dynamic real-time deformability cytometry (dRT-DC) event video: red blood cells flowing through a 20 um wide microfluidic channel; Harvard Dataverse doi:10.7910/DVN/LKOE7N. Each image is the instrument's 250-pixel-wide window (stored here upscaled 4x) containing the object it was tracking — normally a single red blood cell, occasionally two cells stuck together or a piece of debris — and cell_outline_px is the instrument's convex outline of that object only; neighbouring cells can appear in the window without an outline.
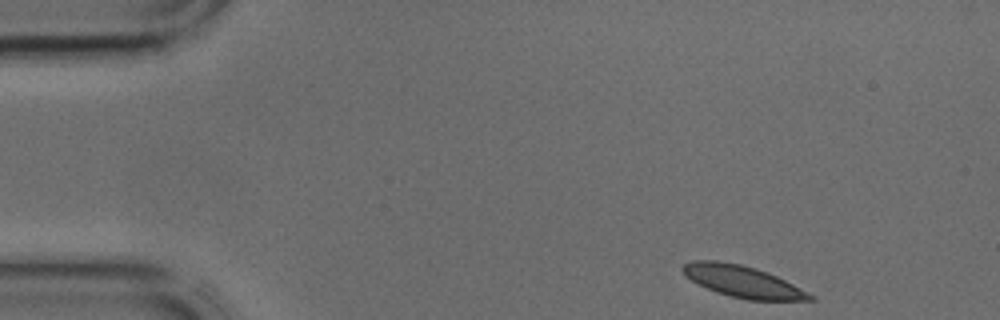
{"species": "common noctule bat (a hibernating species)", "species_latin": "Nyctalus noctula", "temperature_condition": "cold", "stored_images_in_passage": 39, "camera_frame_rate_fps": 3000, "um_per_image_px": 0.085, "animal": {"sex": "male", "body_mass_g": 17.9, "forearm_length_mm": 54.2}, "frame": {"image": 1, "passage_image": 1, "time_ms": 0.0, "image_size_px": [1000, 320], "cell_outline_px": [[816, 300], [748, 300], [716, 292], [692, 280], [680, 268], [684, 264], [692, 260], [716, 260], [740, 264], [756, 268], [768, 272], [816, 296]], "centroid_in_image_um": [63.15, 23.92], "position_along_channel_um": 21.8, "area_um2": 23.18}}
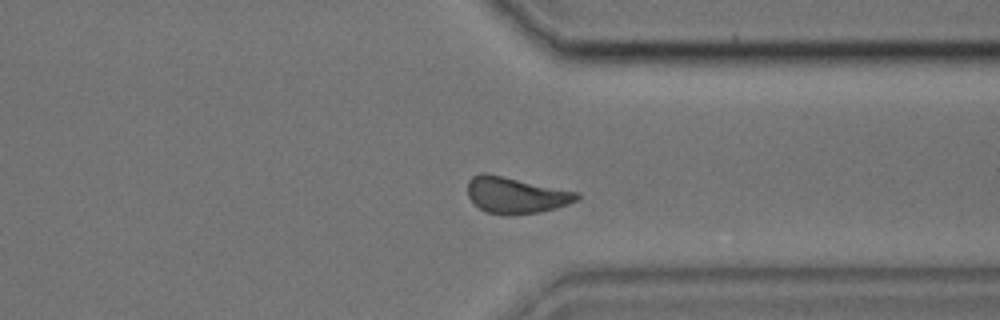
{"frame": {"image": 2, "passage_image": 29, "time_ms": 9.333, "image_size_px": [1000, 320], "cell_outline_px": [[580, 196], [576, 200], [568, 204], [556, 208], [540, 212], [484, 212], [468, 196], [468, 180], [472, 176], [480, 172], [484, 172], [580, 192]], "centroid_in_image_um": [43.86, 16.54], "position_along_channel_um": 367.5, "area_um2": 22.48}}
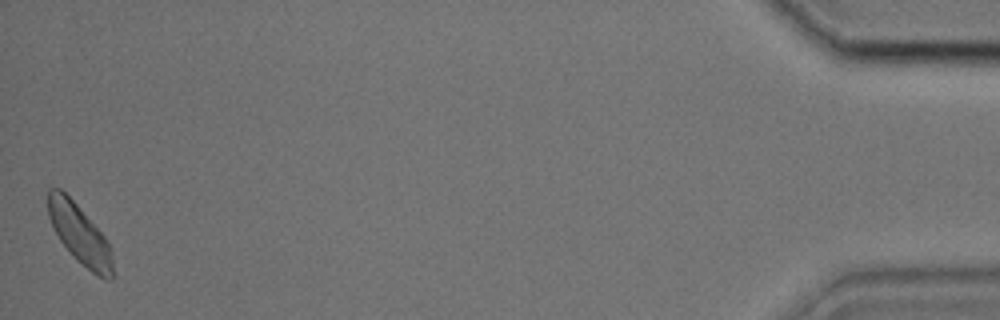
{"frame": {"image": 3, "passage_image": 39, "time_ms": 12.667, "image_size_px": [1000, 320], "cell_outline_px": [[116, 276], [112, 280], [108, 280], [92, 272], [76, 260], [60, 240], [48, 216], [48, 188], [60, 188], [76, 204], [104, 236], [108, 244], [112, 256]], "centroid_in_image_um": [6.79, 19.95], "position_along_channel_um": 428.4, "area_um2": 22.14}}